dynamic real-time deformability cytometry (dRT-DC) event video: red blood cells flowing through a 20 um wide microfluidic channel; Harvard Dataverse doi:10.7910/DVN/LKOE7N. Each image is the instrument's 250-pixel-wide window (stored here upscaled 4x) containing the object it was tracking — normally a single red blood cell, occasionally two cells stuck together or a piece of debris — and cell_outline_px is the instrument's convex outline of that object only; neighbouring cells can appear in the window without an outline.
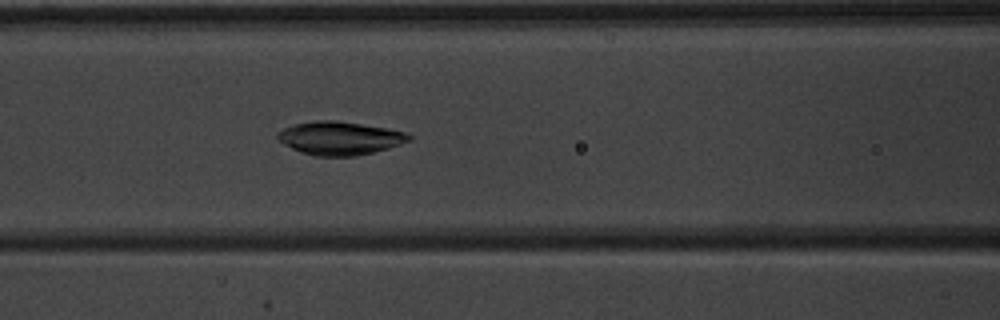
{"species": "common noctule bat (a hibernating species)", "species_latin": "Nyctalus noctula", "temperature_condition": "warm", "stored_images_in_passage": 51, "camera_frame_rate_fps": 3000, "um_per_image_px": 0.085, "animal": {"sex": "male", "body_mass_g": 20.1, "forearm_length_mm": 53.5}, "frame": {"image": 1, "passage_image": 23, "time_ms": 7.333, "image_size_px": [1000, 320], "cell_outline_px": [[412, 140], [388, 148], [356, 156], [316, 156], [300, 152], [284, 144], [276, 136], [276, 132], [284, 128], [296, 124], [316, 120], [336, 120], [388, 128], [404, 132], [412, 136]], "centroid_in_image_um": [28.88, 11.74], "position_along_channel_um": 137.7, "area_um2": 25.43}}
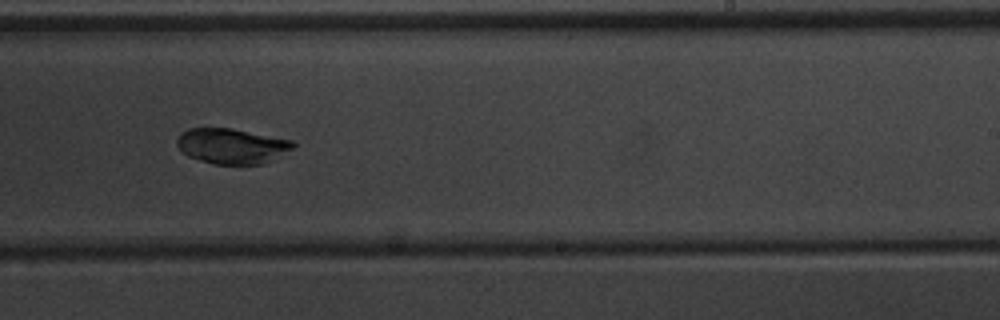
{"frame": {"image": 2, "passage_image": 33, "time_ms": 10.667, "image_size_px": [1000, 320], "cell_outline_px": [[296, 144], [292, 148], [272, 160], [264, 164], [212, 164], [188, 156], [176, 144], [176, 140], [188, 128], [232, 128], [292, 140]], "centroid_in_image_um": [19.71, 12.41], "position_along_channel_um": 269.3, "area_um2": 23.7}}
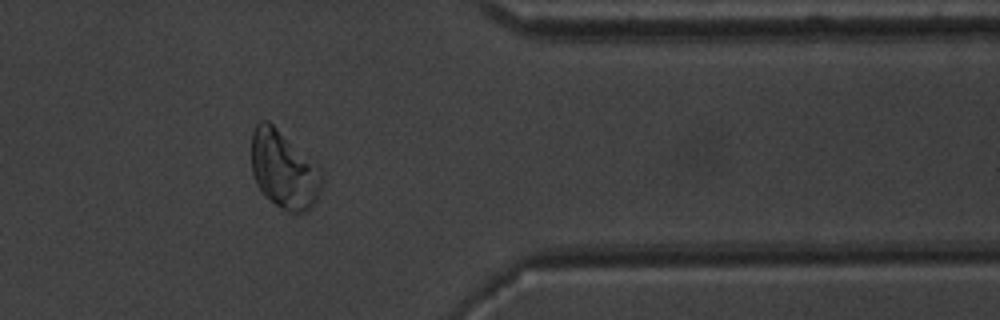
{"frame": {"image": 3, "passage_image": 43, "time_ms": 14.0, "image_size_px": [1000, 320], "cell_outline_px": [[324, 180], [320, 192], [312, 208], [296, 216], [288, 212], [264, 196], [256, 184], [252, 172], [252, 132], [256, 124], [260, 120], [268, 120], [316, 164], [320, 168]], "centroid_in_image_um": [24.14, 14.47], "position_along_channel_um": 387.3, "area_um2": 32.08}}